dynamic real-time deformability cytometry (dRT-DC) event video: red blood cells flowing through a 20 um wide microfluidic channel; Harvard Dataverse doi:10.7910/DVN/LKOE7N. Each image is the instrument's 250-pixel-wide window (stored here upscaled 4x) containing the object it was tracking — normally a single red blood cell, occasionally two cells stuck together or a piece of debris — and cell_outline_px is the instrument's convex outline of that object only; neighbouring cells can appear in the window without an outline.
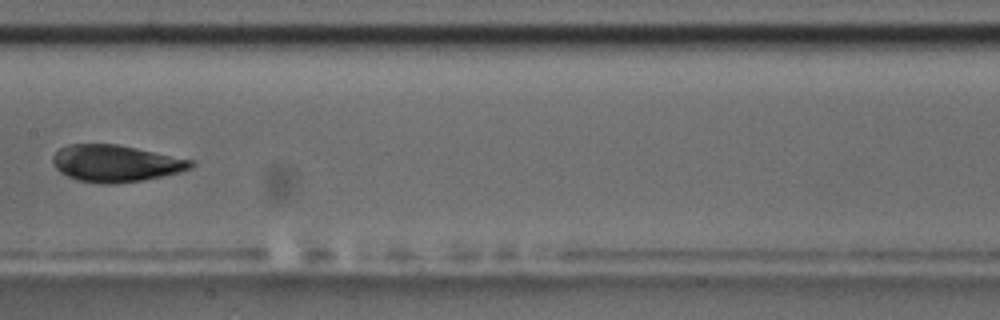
{"species": "common noctule bat (a hibernating species)", "species_latin": "Nyctalus noctula", "temperature_condition": "room temperature", "stored_images_in_passage": 9, "camera_frame_rate_fps": 3000, "um_per_image_px": 0.085, "animal": {"sex": "male", "body_mass_g": 17.5, "forearm_length_mm": 52.3}, "frame": {"image": 1, "passage_image": 8, "time_ms": 8.333, "image_size_px": [1000, 320], "cell_outline_px": [[196, 164], [192, 168], [180, 172], [164, 176], [144, 180], [116, 184], [100, 184], [76, 180], [60, 172], [56, 168], [52, 160], [52, 156], [60, 148], [68, 144], [116, 144], [196, 160]], "centroid_in_image_um": [9.87, 13.9], "position_along_channel_um": 197.5, "area_um2": 30.0}}